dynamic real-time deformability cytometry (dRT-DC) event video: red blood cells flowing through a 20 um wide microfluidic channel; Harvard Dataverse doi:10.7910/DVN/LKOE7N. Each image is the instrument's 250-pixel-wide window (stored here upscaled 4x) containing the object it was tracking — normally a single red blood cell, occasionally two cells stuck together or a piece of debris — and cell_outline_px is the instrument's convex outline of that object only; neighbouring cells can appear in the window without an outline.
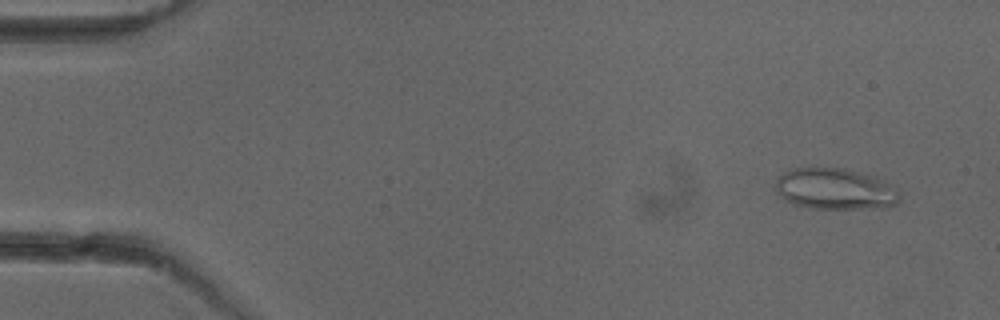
{"species": "common noctule bat (a hibernating species)", "species_latin": "Nyctalus noctula", "temperature_condition": "cold", "stored_images_in_passage": 4, "camera_frame_rate_fps": 3000, "um_per_image_px": 0.085, "animal": {"sex": "female"}, "frame": {"image": 1, "passage_image": 1, "time_ms": 0.0, "image_size_px": [1000, 320], "cell_outline_px": [[900, 200], [896, 204], [888, 208], [816, 208], [796, 204], [784, 200], [776, 192], [776, 176], [792, 168], [844, 168], [872, 176], [880, 180], [896, 192], [900, 196]], "centroid_in_image_um": [70.92, 16.06], "position_along_channel_um": 14.1, "area_um2": 29.36}}